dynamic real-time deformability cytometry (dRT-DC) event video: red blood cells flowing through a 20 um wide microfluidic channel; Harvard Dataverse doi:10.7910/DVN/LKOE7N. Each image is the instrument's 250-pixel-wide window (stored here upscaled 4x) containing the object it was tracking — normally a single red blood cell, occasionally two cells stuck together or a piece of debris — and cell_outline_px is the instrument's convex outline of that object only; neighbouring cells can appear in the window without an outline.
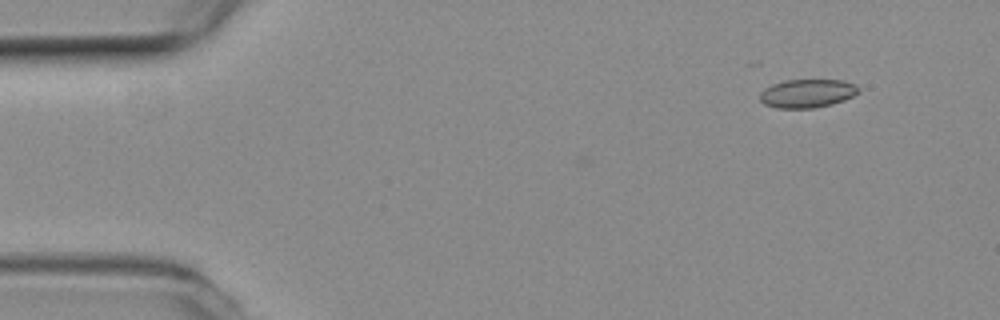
{"species": "common noctule bat (a hibernating species)", "species_latin": "Nyctalus noctula", "temperature_condition": "room temperature", "stored_images_in_passage": 12, "camera_frame_rate_fps": 3000, "um_per_image_px": 0.085, "animal": {"sex": "female", "body_mass_g": 19.3, "forearm_length_mm": 54.1}, "frame": {"image": 1, "passage_image": 1, "time_ms": 0.0, "image_size_px": [1000, 320], "cell_outline_px": [[860, 92], [844, 100], [832, 104], [812, 108], [776, 108], [764, 104], [760, 100], [760, 92], [764, 88], [772, 84], [784, 80], [844, 80], [856, 84], [860, 88]], "centroid_in_image_um": [68.62, 7.93], "position_along_channel_um": 16.4, "area_um2": 16.53}}
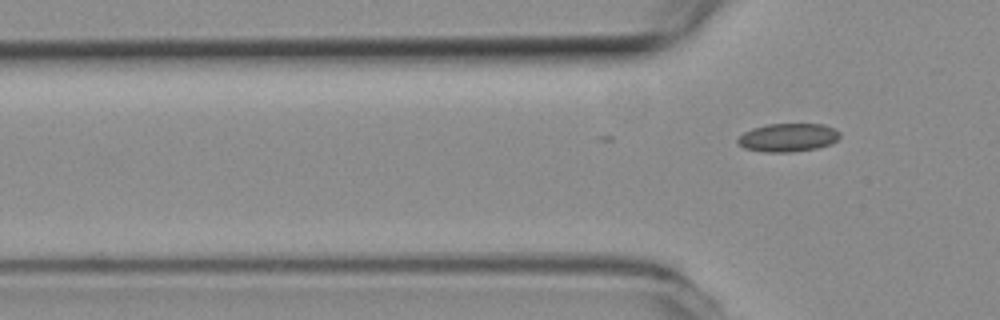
{"frame": {"image": 2, "passage_image": 12, "time_ms": 3.667, "image_size_px": [1000, 320], "cell_outline_px": [[840, 136], [832, 144], [816, 148], [792, 152], [764, 152], [744, 148], [736, 140], [744, 132], [752, 128], [768, 124], [824, 124], [840, 132]], "centroid_in_image_um": [66.98, 11.69], "position_along_channel_um": 58.8, "area_um2": 16.82}}